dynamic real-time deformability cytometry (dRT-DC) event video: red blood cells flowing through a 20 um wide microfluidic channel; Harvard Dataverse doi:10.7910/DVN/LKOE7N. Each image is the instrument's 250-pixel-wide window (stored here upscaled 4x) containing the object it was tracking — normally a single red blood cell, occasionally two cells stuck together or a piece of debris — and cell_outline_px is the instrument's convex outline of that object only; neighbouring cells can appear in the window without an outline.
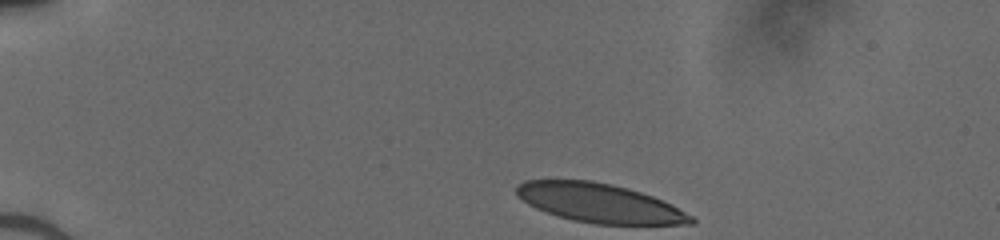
{"species": "human", "species_latin": "Homo sapiens", "temperature_condition": "cold", "stored_images_in_passage": 36, "camera_frame_rate_fps": 3000, "um_per_image_px": 0.085, "donor": {"sex": "male"}, "frame": {"image": 1, "passage_image": 1, "time_ms": 0.0, "image_size_px": [1000, 240], "cell_outline_px": [[696, 224], [596, 224], [572, 220], [556, 216], [536, 208], [528, 204], [516, 196], [516, 184], [524, 180], [592, 180], [612, 184], [628, 188], [652, 196], [692, 216], [696, 220]], "centroid_in_image_um": [50.89, 17.25], "position_along_channel_um": 34.1, "area_um2": 39.54}}
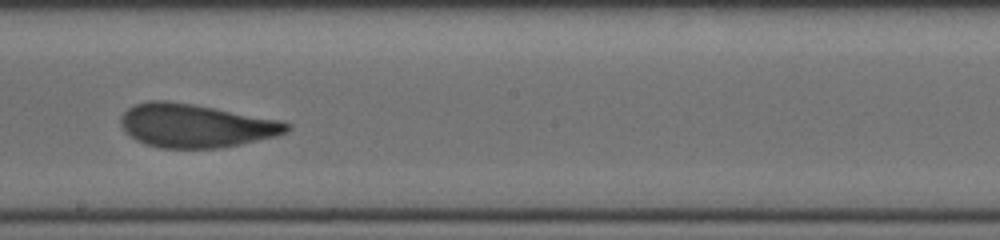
{"frame": {"image": 2, "passage_image": 21, "time_ms": 6.667, "image_size_px": [1000, 240], "cell_outline_px": [[292, 128], [288, 132], [276, 136], [240, 144], [220, 148], [160, 148], [144, 144], [136, 140], [124, 132], [120, 124], [120, 116], [128, 108], [136, 104], [148, 100], [168, 100], [192, 104], [284, 120], [292, 124]], "centroid_in_image_um": [16.64, 10.68], "position_along_channel_um": 231.6, "area_um2": 42.54}}
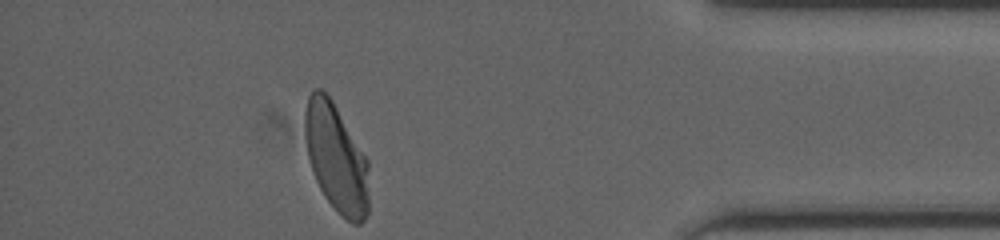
{"frame": {"image": 3, "passage_image": 36, "time_ms": 11.667, "image_size_px": [1000, 240], "cell_outline_px": [[368, 212], [364, 220], [360, 224], [352, 224], [340, 216], [336, 212], [324, 196], [312, 172], [308, 156], [304, 132], [304, 112], [308, 96], [316, 88], [320, 88], [332, 100], [368, 160]], "centroid_in_image_um": [28.57, 13.46], "position_along_channel_um": 406.6, "area_um2": 40.58}}